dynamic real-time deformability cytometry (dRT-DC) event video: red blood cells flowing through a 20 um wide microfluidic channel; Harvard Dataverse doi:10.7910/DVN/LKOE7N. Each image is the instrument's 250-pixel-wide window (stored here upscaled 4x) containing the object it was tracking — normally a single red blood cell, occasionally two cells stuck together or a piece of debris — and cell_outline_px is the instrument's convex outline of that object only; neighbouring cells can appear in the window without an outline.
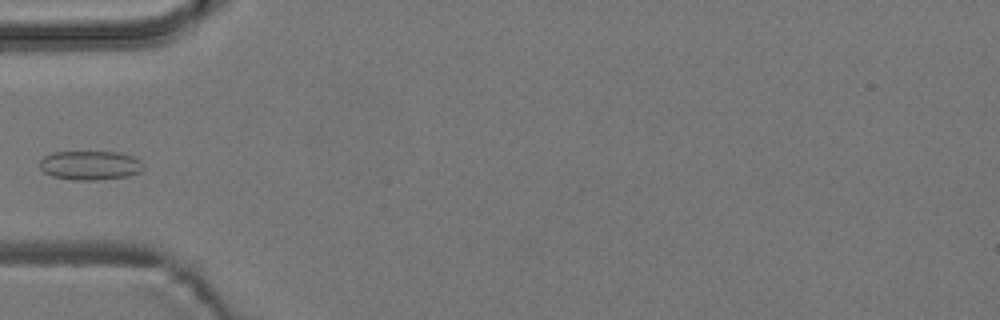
{"species": "common noctule bat (a hibernating species)", "species_latin": "Nyctalus noctula", "temperature_condition": "room temperature", "stored_images_in_passage": 3, "camera_frame_rate_fps": 3000, "um_per_image_px": 0.085, "animal": {"sex": "male", "body_mass_g": 19.2, "forearm_length_mm": 51.8}, "frame": {"image": 1, "passage_image": 3, "time_ms": 3.667, "image_size_px": [1000, 320], "cell_outline_px": [[144, 168], [140, 172], [128, 176], [96, 180], [80, 180], [52, 176], [44, 172], [40, 168], [40, 160], [44, 156], [52, 152], [116, 152], [132, 156], [140, 160], [144, 164]], "centroid_in_image_um": [7.67, 14.05], "position_along_channel_um": 77.3, "area_um2": 17.57}}